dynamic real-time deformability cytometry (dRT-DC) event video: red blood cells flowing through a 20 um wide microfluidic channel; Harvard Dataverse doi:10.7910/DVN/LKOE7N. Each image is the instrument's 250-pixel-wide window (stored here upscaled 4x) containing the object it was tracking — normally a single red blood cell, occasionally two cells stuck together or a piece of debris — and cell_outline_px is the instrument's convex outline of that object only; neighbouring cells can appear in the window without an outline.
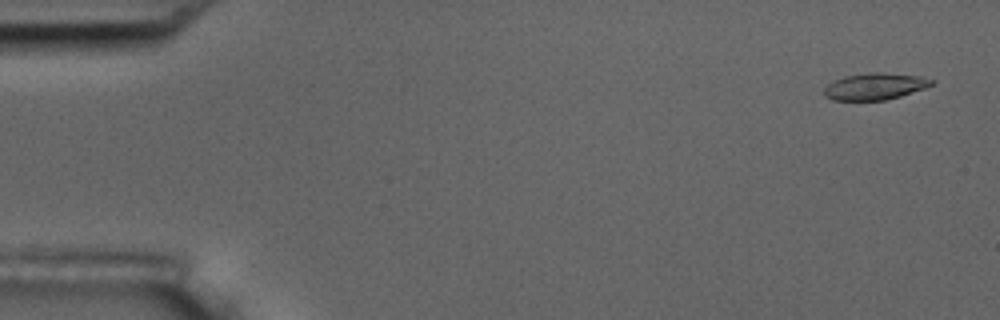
{"species": "common noctule bat (a hibernating species)", "species_latin": "Nyctalus noctula", "temperature_condition": "room temperature", "stored_images_in_passage": 5, "camera_frame_rate_fps": 3000, "um_per_image_px": 0.085, "animal": {"sex": "male", "body_mass_g": 17.5, "forearm_length_mm": 52.3}, "frame": {"image": 1, "passage_image": 1, "time_ms": 0.0, "image_size_px": [1000, 320], "cell_outline_px": [[936, 80], [932, 84], [924, 88], [900, 96], [884, 100], [832, 100], [824, 96], [824, 88], [828, 84], [844, 76], [868, 72], [884, 72], [920, 76]], "centroid_in_image_um": [74.36, 7.33], "position_along_channel_um": 10.6, "area_um2": 16.7}}
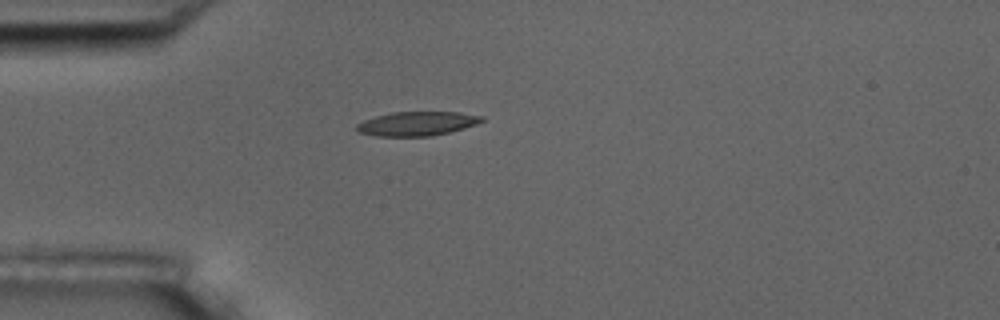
{"frame": {"image": 2, "passage_image": 5, "time_ms": 1.333, "image_size_px": [1000, 320], "cell_outline_px": [[484, 120], [476, 124], [464, 128], [432, 136], [376, 136], [360, 132], [356, 128], [356, 124], [364, 120], [376, 116], [392, 112], [460, 112], [484, 116]], "centroid_in_image_um": [35.46, 10.5], "position_along_channel_um": 49.5, "area_um2": 17.51}}